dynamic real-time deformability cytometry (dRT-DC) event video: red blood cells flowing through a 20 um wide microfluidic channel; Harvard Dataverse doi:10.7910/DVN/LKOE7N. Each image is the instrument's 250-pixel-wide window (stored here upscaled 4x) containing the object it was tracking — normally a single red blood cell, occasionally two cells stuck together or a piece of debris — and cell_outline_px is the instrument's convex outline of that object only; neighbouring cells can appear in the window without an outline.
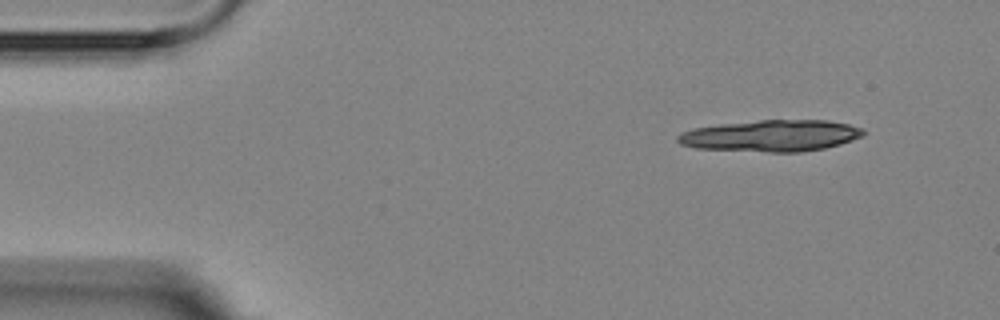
{"species": "Egyptian fruit bat (a non-hibernating species)", "species_latin": "Rousettus aegyptiacus", "temperature_condition": "room temperature", "stored_images_in_passage": 6, "camera_frame_rate_fps": 3000, "um_per_image_px": 0.085, "animal": {"sex": "female"}, "frame": {"image": 1, "passage_image": 1, "time_ms": 0.0, "image_size_px": [1000, 320], "cell_outline_px": [[864, 136], [840, 144], [824, 148], [800, 152], [768, 152], [696, 148], [680, 144], [676, 140], [676, 136], [680, 132], [692, 128], [720, 124], [760, 120], [828, 120], [848, 124], [864, 128]], "centroid_in_image_um": [65.53, 11.53], "position_along_channel_um": 19.5, "area_um2": 34.28}}